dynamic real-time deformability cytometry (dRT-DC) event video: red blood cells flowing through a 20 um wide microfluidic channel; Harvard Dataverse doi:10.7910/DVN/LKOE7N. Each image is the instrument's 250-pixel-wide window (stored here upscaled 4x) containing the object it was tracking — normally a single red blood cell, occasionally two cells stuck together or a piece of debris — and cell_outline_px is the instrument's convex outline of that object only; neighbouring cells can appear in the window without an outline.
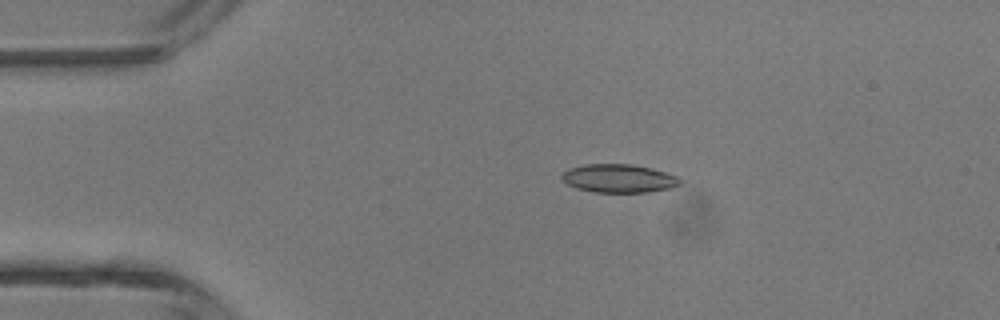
{"species": "common noctule bat (a hibernating species)", "species_latin": "Nyctalus noctula", "temperature_condition": "room temperature", "stored_images_in_passage": 2, "camera_frame_rate_fps": 3000, "um_per_image_px": 0.085, "animal": {"sex": "male", "body_mass_g": 13.3}, "frame": {"image": 1, "passage_image": 1, "time_ms": 0.0, "image_size_px": [1000, 320], "cell_outline_px": [[680, 184], [668, 188], [648, 192], [596, 192], [576, 188], [568, 184], [560, 176], [568, 168], [584, 164], [632, 164], [664, 172], [676, 176], [680, 180]], "centroid_in_image_um": [52.55, 15.16], "position_along_channel_um": 32.5, "area_um2": 19.25}}